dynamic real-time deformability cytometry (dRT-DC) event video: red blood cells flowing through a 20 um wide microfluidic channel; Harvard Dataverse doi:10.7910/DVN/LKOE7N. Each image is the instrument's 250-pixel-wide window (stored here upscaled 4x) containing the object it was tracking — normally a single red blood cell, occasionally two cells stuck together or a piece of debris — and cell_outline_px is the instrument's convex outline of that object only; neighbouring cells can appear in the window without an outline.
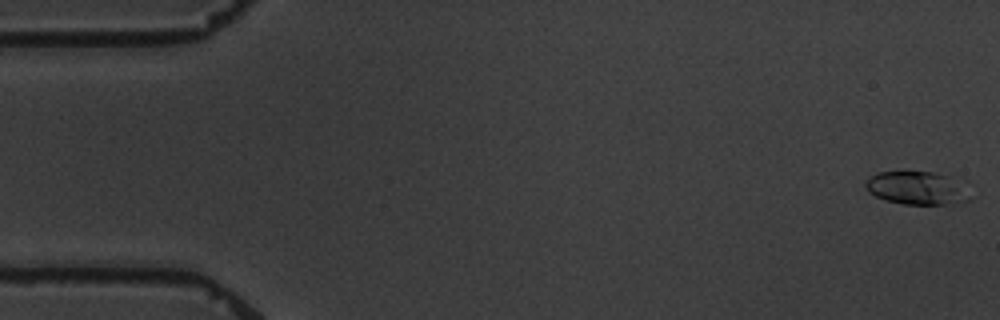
{"species": "common noctule bat (a hibernating species)", "species_latin": "Nyctalus noctula", "temperature_condition": "warm", "stored_images_in_passage": 4, "segment_of_instrument_passage": [2, 2], "camera_frame_rate_fps": 3000, "um_per_image_px": 0.085, "animal": {"sex": "male", "body_mass_g": 19.5, "forearm_length_mm": 54.6}, "frame": {"image": 1, "passage_image": 4, "time_ms": 4.667, "image_size_px": [1000, 320], "cell_outline_px": [[968, 200], [964, 204], [904, 204], [884, 200], [868, 192], [864, 184], [872, 176], [880, 172], [932, 172], [968, 180]], "centroid_in_image_um": [78.07, 15.99], "position_along_channel_um": 6.9, "area_um2": 20.69}}